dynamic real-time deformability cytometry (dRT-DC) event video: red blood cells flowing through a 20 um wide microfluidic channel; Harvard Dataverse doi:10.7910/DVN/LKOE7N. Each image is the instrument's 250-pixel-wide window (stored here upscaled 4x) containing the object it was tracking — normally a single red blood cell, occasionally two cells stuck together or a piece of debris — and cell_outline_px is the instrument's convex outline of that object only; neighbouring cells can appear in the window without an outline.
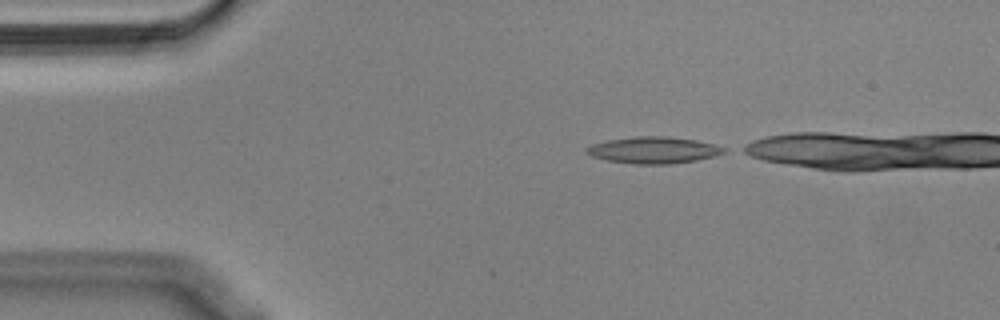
{"species": "Egyptian fruit bat (a non-hibernating species)", "species_latin": "Rousettus aegyptiacus", "temperature_condition": "cold", "stored_images_in_passage": 36, "camera_frame_rate_fps": 3000, "um_per_image_px": 0.085, "animal": {"sex": "male"}, "frame": {"image": 1, "passage_image": 1, "time_ms": 0.0, "image_size_px": [1000, 320], "cell_outline_px": [[728, 152], [716, 156], [696, 160], [668, 164], [632, 164], [604, 160], [592, 156], [584, 152], [584, 148], [592, 144], [608, 140], [636, 136], [668, 136], [696, 140], [728, 148]], "centroid_in_image_um": [55.55, 12.76], "position_along_channel_um": 29.5, "area_um2": 21.56}}
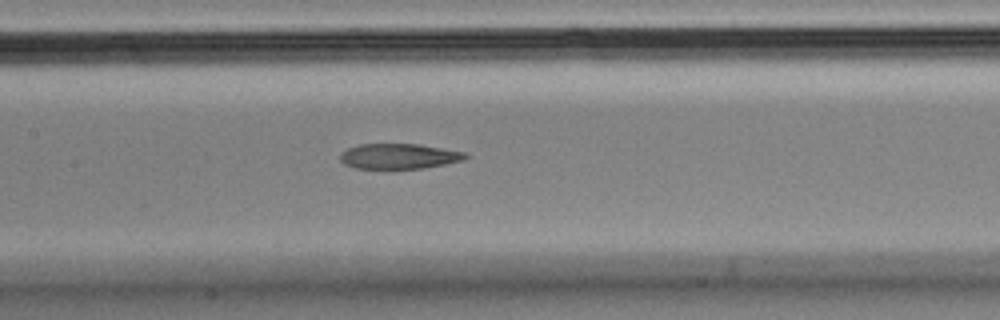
{"frame": {"image": 2, "passage_image": 17, "time_ms": 5.333, "image_size_px": [1000, 320], "cell_outline_px": [[468, 156], [464, 160], [424, 168], [356, 168], [344, 164], [340, 160], [340, 152], [348, 148], [360, 144], [420, 144], [464, 152]], "centroid_in_image_um": [33.89, 13.27], "position_along_channel_um": 173.5, "area_um2": 18.32}}
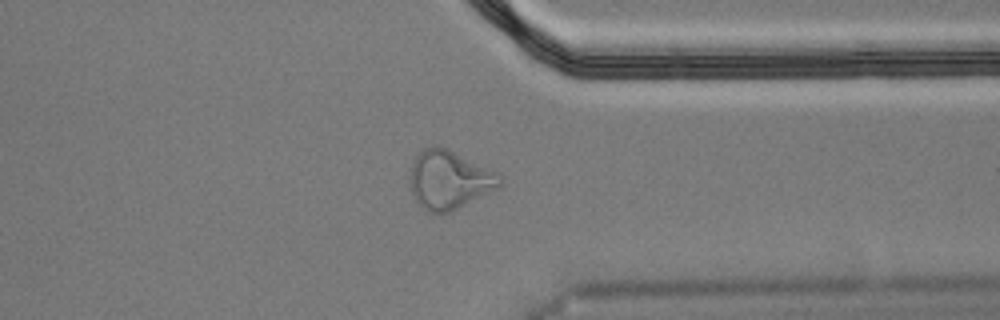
{"frame": {"image": 3, "passage_image": 34, "time_ms": 11.0, "image_size_px": [1000, 320], "cell_outline_px": [[504, 184], [500, 188], [448, 212], [428, 212], [412, 196], [408, 176], [412, 164], [416, 156], [424, 148], [448, 148], [500, 172], [504, 180]], "centroid_in_image_um": [38.24, 15.27], "position_along_channel_um": 373.2, "area_um2": 30.92}}